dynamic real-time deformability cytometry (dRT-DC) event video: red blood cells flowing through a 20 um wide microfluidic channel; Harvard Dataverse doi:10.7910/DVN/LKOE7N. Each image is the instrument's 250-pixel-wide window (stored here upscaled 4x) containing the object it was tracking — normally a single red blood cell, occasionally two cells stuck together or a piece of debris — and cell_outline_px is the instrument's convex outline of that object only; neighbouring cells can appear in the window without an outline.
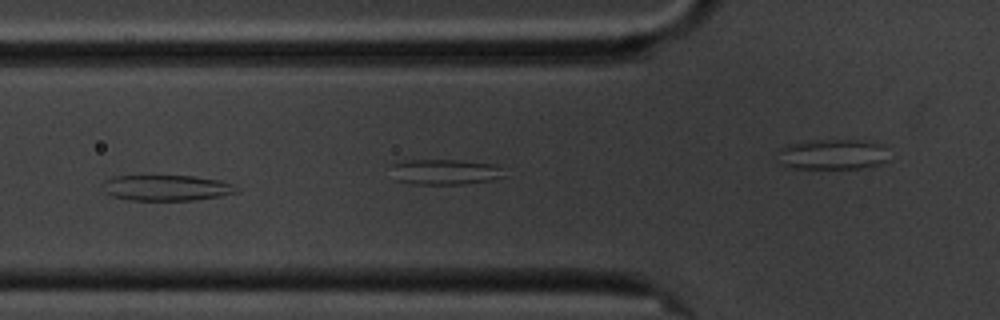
{"species": "common noctule bat (a hibernating species)", "species_latin": "Nyctalus noctula", "temperature_condition": "cold", "stored_images_in_passage": 16, "camera_frame_rate_fps": 3000, "um_per_image_px": 0.085, "animal": {"sex": "male", "body_mass_g": 20.1, "forearm_length_mm": 53.5}, "frame": {"image": 1, "passage_image": 5, "time_ms": 5.333, "image_size_px": [1000, 320], "cell_outline_px": [[240, 188], [236, 192], [220, 196], [196, 200], [132, 200], [112, 196], [104, 192], [100, 184], [104, 180], [112, 176], [192, 176], [220, 180], [232, 184]], "centroid_in_image_um": [14.11, 15.96], "position_along_channel_um": 111.7, "area_um2": 20.17}}
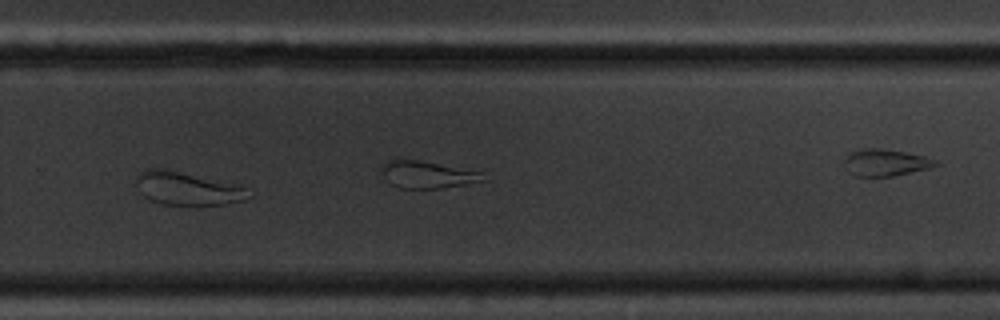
{"frame": {"image": 2, "passage_image": 10, "time_ms": 11.333, "image_size_px": [1000, 320], "cell_outline_px": [[252, 196], [244, 200], [224, 204], [160, 204], [144, 196], [136, 180], [136, 172], [148, 168], [160, 168], [232, 184], [244, 188]], "centroid_in_image_um": [15.87, 16.02], "position_along_channel_um": 313.9, "area_um2": 20.87}, "authors_computed_cell_mechanics": {"area_um2": 25.5765, "velocity_mm_per_s": 3.3829, "shape_relaxation_time_tau1_ms": null, "shape_relaxation_time_tau2_ms": 2.3043, "deformation_change_tau1": null, "deformation_change_tau2": 0.0933}}